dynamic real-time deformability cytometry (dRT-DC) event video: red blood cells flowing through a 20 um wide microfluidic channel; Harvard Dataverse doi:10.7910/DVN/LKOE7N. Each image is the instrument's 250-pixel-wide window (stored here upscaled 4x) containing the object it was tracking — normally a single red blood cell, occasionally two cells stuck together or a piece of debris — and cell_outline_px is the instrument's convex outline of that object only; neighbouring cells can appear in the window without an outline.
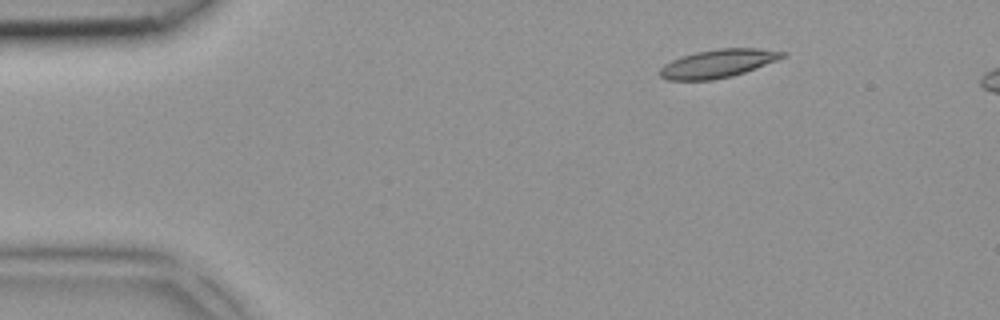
{"species": "common noctule bat (a hibernating species)", "species_latin": "Nyctalus noctula", "temperature_condition": "room temperature", "stored_images_in_passage": 3, "camera_frame_rate_fps": 3000, "um_per_image_px": 0.085, "animal": {"sex": "female", "body_mass_g": 18.4}, "frame": {"image": 1, "passage_image": 1, "time_ms": 0.0, "image_size_px": [1000, 320], "cell_outline_px": [[788, 56], [744, 72], [732, 76], [712, 80], [668, 80], [660, 76], [660, 68], [664, 64], [680, 56], [696, 52], [716, 48], [756, 48], [788, 52]], "centroid_in_image_um": [61.03, 5.39], "position_along_channel_um": 24.0, "area_um2": 20.23}}